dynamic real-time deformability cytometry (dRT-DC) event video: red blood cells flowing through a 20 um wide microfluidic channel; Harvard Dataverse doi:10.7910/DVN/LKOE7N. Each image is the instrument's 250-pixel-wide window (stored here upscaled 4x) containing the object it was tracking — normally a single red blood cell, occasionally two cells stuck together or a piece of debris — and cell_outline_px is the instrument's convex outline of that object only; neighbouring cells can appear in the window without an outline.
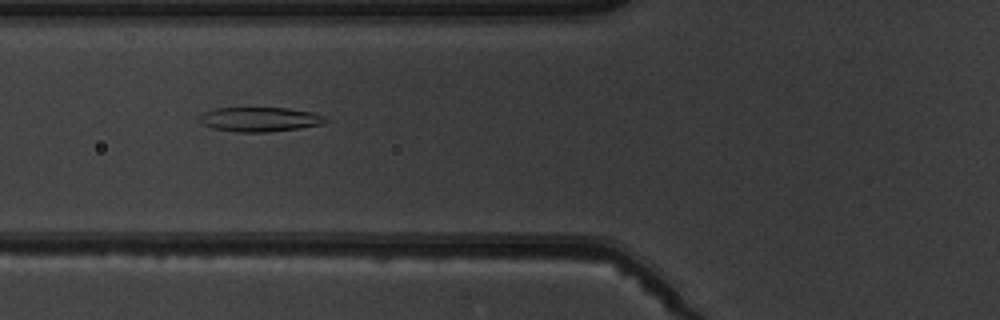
{"species": "common noctule bat (a hibernating species)", "species_latin": "Nyctalus noctula", "temperature_condition": "warm", "stored_images_in_passage": 7, "camera_frame_rate_fps": 3000, "um_per_image_px": 0.085, "animal": {"sex": "male", "body_mass_g": 19.5, "forearm_length_mm": 54.6}, "frame": {"image": 1, "passage_image": 4, "time_ms": 3.667, "image_size_px": [1000, 320], "cell_outline_px": [[328, 120], [320, 124], [300, 128], [268, 132], [236, 132], [212, 128], [204, 124], [200, 120], [200, 116], [204, 112], [216, 108], [288, 108], [312, 112], [324, 116]], "centroid_in_image_um": [22.08, 10.14], "position_along_channel_um": 103.7, "area_um2": 17.8}}
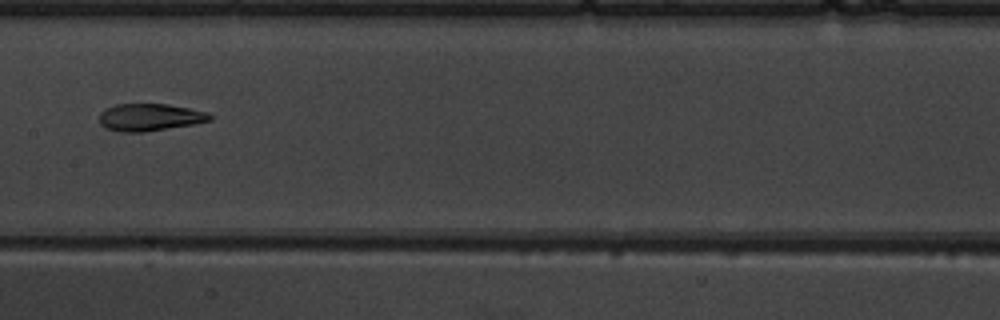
{"frame": {"image": 2, "passage_image": 6, "time_ms": 6.0, "image_size_px": [1000, 320], "cell_outline_px": [[212, 120], [192, 124], [144, 132], [120, 132], [104, 128], [100, 124], [100, 112], [104, 108], [116, 104], [168, 104], [188, 108], [204, 112], [212, 116]], "centroid_in_image_um": [12.66, 9.97], "position_along_channel_um": 194.7, "area_um2": 17.51}}
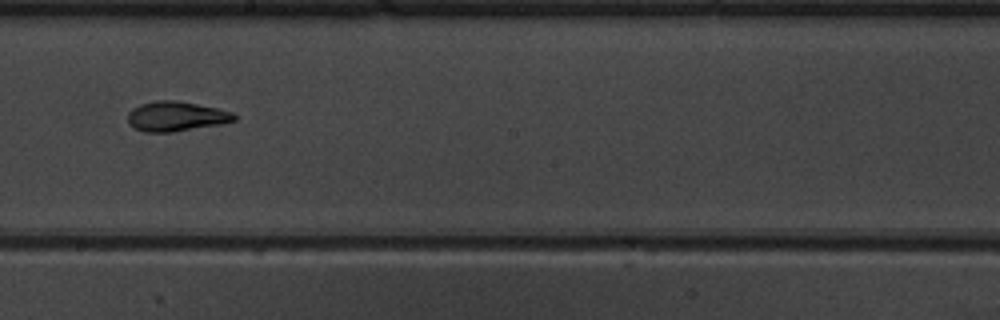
{"frame": {"image": 3, "passage_image": 7, "time_ms": 7.0, "image_size_px": [1000, 320], "cell_outline_px": [[236, 120], [220, 124], [172, 132], [144, 132], [132, 128], [128, 124], [128, 112], [132, 108], [140, 104], [156, 100], [176, 100], [216, 108], [232, 112], [236, 116]], "centroid_in_image_um": [14.91, 9.89], "position_along_channel_um": 233.3, "area_um2": 18.5}}